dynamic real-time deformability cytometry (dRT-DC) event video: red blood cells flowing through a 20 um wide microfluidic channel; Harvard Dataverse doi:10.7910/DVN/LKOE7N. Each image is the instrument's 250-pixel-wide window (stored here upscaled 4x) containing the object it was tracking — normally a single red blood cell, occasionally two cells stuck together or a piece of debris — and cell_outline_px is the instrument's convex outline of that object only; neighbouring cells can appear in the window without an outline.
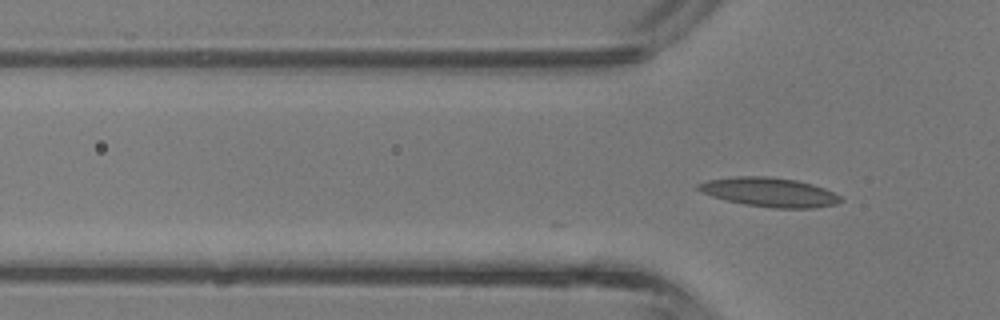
{"species": "common noctule bat (a hibernating species)", "species_latin": "Nyctalus noctula", "temperature_condition": "room temperature", "stored_images_in_passage": 2, "camera_frame_rate_fps": 3000, "um_per_image_px": 0.085, "animal": {"sex": "male", "body_mass_g": 13.3}, "frame": {"image": 1, "passage_image": 2, "time_ms": 0.333, "image_size_px": [1000, 320], "cell_outline_px": [[844, 200], [836, 204], [816, 208], [772, 208], [744, 204], [712, 196], [700, 192], [696, 188], [696, 184], [708, 180], [736, 176], [768, 176], [796, 180], [812, 184], [824, 188], [840, 196]], "centroid_in_image_um": [65.4, 16.33], "position_along_channel_um": 60.4, "area_um2": 24.22}}